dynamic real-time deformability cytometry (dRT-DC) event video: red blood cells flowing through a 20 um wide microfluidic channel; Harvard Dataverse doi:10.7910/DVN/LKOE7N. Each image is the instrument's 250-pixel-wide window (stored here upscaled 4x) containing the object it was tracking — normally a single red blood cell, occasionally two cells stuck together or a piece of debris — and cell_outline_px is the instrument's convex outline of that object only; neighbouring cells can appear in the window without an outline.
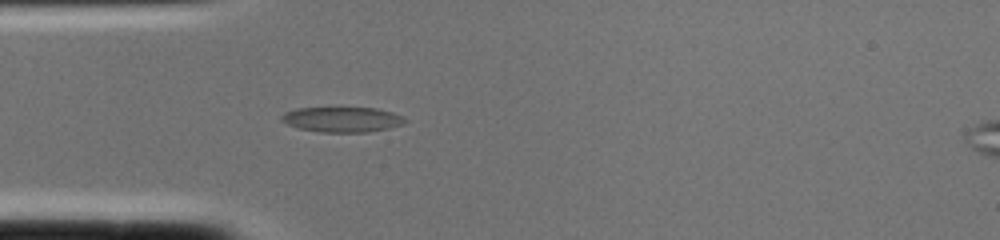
{"species": "common noctule bat (a hibernating species)", "species_latin": "Nyctalus noctula", "temperature_condition": "cold", "stored_images_in_passage": 4, "camera_frame_rate_fps": 3000, "um_per_image_px": 0.085, "animal": {"sex": "female", "body_mass_g": 22.0, "forearm_length_mm": 56.7}, "frame": {"image": 1, "passage_image": 3, "time_ms": 0.667, "image_size_px": [1000, 240], "cell_outline_px": [[408, 120], [404, 124], [388, 128], [368, 132], [320, 132], [300, 128], [288, 124], [280, 120], [280, 116], [284, 112], [296, 108], [376, 108], [392, 112], [404, 116]], "centroid_in_image_um": [29.1, 10.15], "position_along_channel_um": 55.9, "area_um2": 18.15}}